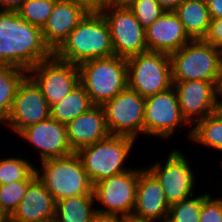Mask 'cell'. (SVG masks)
<instances>
[{
	"label": "cell",
	"instance_id": "obj_1",
	"mask_svg": "<svg viewBox=\"0 0 222 222\" xmlns=\"http://www.w3.org/2000/svg\"><path fill=\"white\" fill-rule=\"evenodd\" d=\"M52 55L44 42L41 28L29 24L17 11L0 12V64L28 72Z\"/></svg>",
	"mask_w": 222,
	"mask_h": 222
},
{
	"label": "cell",
	"instance_id": "obj_2",
	"mask_svg": "<svg viewBox=\"0 0 222 222\" xmlns=\"http://www.w3.org/2000/svg\"><path fill=\"white\" fill-rule=\"evenodd\" d=\"M53 54L76 65L113 56L110 30L103 14L88 12Z\"/></svg>",
	"mask_w": 222,
	"mask_h": 222
},
{
	"label": "cell",
	"instance_id": "obj_3",
	"mask_svg": "<svg viewBox=\"0 0 222 222\" xmlns=\"http://www.w3.org/2000/svg\"><path fill=\"white\" fill-rule=\"evenodd\" d=\"M137 140L128 136L109 135L97 143L80 148L76 154L91 180L96 184L100 180L124 173L133 167H127L131 150Z\"/></svg>",
	"mask_w": 222,
	"mask_h": 222
},
{
	"label": "cell",
	"instance_id": "obj_4",
	"mask_svg": "<svg viewBox=\"0 0 222 222\" xmlns=\"http://www.w3.org/2000/svg\"><path fill=\"white\" fill-rule=\"evenodd\" d=\"M39 164L40 168L35 165L36 177L55 201L79 195H93V184L76 153L44 160Z\"/></svg>",
	"mask_w": 222,
	"mask_h": 222
},
{
	"label": "cell",
	"instance_id": "obj_5",
	"mask_svg": "<svg viewBox=\"0 0 222 222\" xmlns=\"http://www.w3.org/2000/svg\"><path fill=\"white\" fill-rule=\"evenodd\" d=\"M170 59L172 82L222 81V50L204 39L190 40Z\"/></svg>",
	"mask_w": 222,
	"mask_h": 222
},
{
	"label": "cell",
	"instance_id": "obj_6",
	"mask_svg": "<svg viewBox=\"0 0 222 222\" xmlns=\"http://www.w3.org/2000/svg\"><path fill=\"white\" fill-rule=\"evenodd\" d=\"M80 84L94 105L113 99L128 86L127 59L118 56L87 60L78 65Z\"/></svg>",
	"mask_w": 222,
	"mask_h": 222
},
{
	"label": "cell",
	"instance_id": "obj_7",
	"mask_svg": "<svg viewBox=\"0 0 222 222\" xmlns=\"http://www.w3.org/2000/svg\"><path fill=\"white\" fill-rule=\"evenodd\" d=\"M128 87L144 98L173 86L170 55L147 51L127 58Z\"/></svg>",
	"mask_w": 222,
	"mask_h": 222
},
{
	"label": "cell",
	"instance_id": "obj_8",
	"mask_svg": "<svg viewBox=\"0 0 222 222\" xmlns=\"http://www.w3.org/2000/svg\"><path fill=\"white\" fill-rule=\"evenodd\" d=\"M165 162L156 161L145 167L160 183L168 203L180 202L195 195L197 170L192 169L188 158L179 149L170 150ZM187 158V159H186ZM195 172V173H194ZM197 177V179H196ZM195 192V193H194Z\"/></svg>",
	"mask_w": 222,
	"mask_h": 222
},
{
	"label": "cell",
	"instance_id": "obj_9",
	"mask_svg": "<svg viewBox=\"0 0 222 222\" xmlns=\"http://www.w3.org/2000/svg\"><path fill=\"white\" fill-rule=\"evenodd\" d=\"M114 55L123 58L148 51L145 29L126 3H110L103 11Z\"/></svg>",
	"mask_w": 222,
	"mask_h": 222
},
{
	"label": "cell",
	"instance_id": "obj_10",
	"mask_svg": "<svg viewBox=\"0 0 222 222\" xmlns=\"http://www.w3.org/2000/svg\"><path fill=\"white\" fill-rule=\"evenodd\" d=\"M139 168L104 178L93 185L96 212L128 216L135 206ZM99 203V204H98Z\"/></svg>",
	"mask_w": 222,
	"mask_h": 222
},
{
	"label": "cell",
	"instance_id": "obj_11",
	"mask_svg": "<svg viewBox=\"0 0 222 222\" xmlns=\"http://www.w3.org/2000/svg\"><path fill=\"white\" fill-rule=\"evenodd\" d=\"M189 126L181 114L173 86L145 98L143 136H154L166 141L170 140L178 129Z\"/></svg>",
	"mask_w": 222,
	"mask_h": 222
},
{
	"label": "cell",
	"instance_id": "obj_12",
	"mask_svg": "<svg viewBox=\"0 0 222 222\" xmlns=\"http://www.w3.org/2000/svg\"><path fill=\"white\" fill-rule=\"evenodd\" d=\"M111 135L134 138L143 135L145 98L128 86L101 105Z\"/></svg>",
	"mask_w": 222,
	"mask_h": 222
},
{
	"label": "cell",
	"instance_id": "obj_13",
	"mask_svg": "<svg viewBox=\"0 0 222 222\" xmlns=\"http://www.w3.org/2000/svg\"><path fill=\"white\" fill-rule=\"evenodd\" d=\"M27 75L40 88L50 107L80 84L78 65L60 60L54 54L32 67Z\"/></svg>",
	"mask_w": 222,
	"mask_h": 222
},
{
	"label": "cell",
	"instance_id": "obj_14",
	"mask_svg": "<svg viewBox=\"0 0 222 222\" xmlns=\"http://www.w3.org/2000/svg\"><path fill=\"white\" fill-rule=\"evenodd\" d=\"M172 83L178 96L181 114L190 125L186 132V139L190 140L192 127L206 116L215 113L222 81L189 80Z\"/></svg>",
	"mask_w": 222,
	"mask_h": 222
},
{
	"label": "cell",
	"instance_id": "obj_15",
	"mask_svg": "<svg viewBox=\"0 0 222 222\" xmlns=\"http://www.w3.org/2000/svg\"><path fill=\"white\" fill-rule=\"evenodd\" d=\"M50 117L48 102L37 84L27 75L19 84L11 112L3 127L18 135L23 129Z\"/></svg>",
	"mask_w": 222,
	"mask_h": 222
},
{
	"label": "cell",
	"instance_id": "obj_16",
	"mask_svg": "<svg viewBox=\"0 0 222 222\" xmlns=\"http://www.w3.org/2000/svg\"><path fill=\"white\" fill-rule=\"evenodd\" d=\"M39 154L38 161L63 158L75 153L68 142L66 125L51 117L23 129L18 135Z\"/></svg>",
	"mask_w": 222,
	"mask_h": 222
},
{
	"label": "cell",
	"instance_id": "obj_17",
	"mask_svg": "<svg viewBox=\"0 0 222 222\" xmlns=\"http://www.w3.org/2000/svg\"><path fill=\"white\" fill-rule=\"evenodd\" d=\"M170 204L160 183L143 166L139 167L135 206L132 215L153 222H166Z\"/></svg>",
	"mask_w": 222,
	"mask_h": 222
},
{
	"label": "cell",
	"instance_id": "obj_18",
	"mask_svg": "<svg viewBox=\"0 0 222 222\" xmlns=\"http://www.w3.org/2000/svg\"><path fill=\"white\" fill-rule=\"evenodd\" d=\"M88 11L74 0H57L42 29L45 44L54 53Z\"/></svg>",
	"mask_w": 222,
	"mask_h": 222
},
{
	"label": "cell",
	"instance_id": "obj_19",
	"mask_svg": "<svg viewBox=\"0 0 222 222\" xmlns=\"http://www.w3.org/2000/svg\"><path fill=\"white\" fill-rule=\"evenodd\" d=\"M145 34L148 51L169 55L191 40L174 11H164L145 29Z\"/></svg>",
	"mask_w": 222,
	"mask_h": 222
},
{
	"label": "cell",
	"instance_id": "obj_20",
	"mask_svg": "<svg viewBox=\"0 0 222 222\" xmlns=\"http://www.w3.org/2000/svg\"><path fill=\"white\" fill-rule=\"evenodd\" d=\"M67 138L76 153L80 148L97 143L110 135L101 105H94L66 125Z\"/></svg>",
	"mask_w": 222,
	"mask_h": 222
},
{
	"label": "cell",
	"instance_id": "obj_21",
	"mask_svg": "<svg viewBox=\"0 0 222 222\" xmlns=\"http://www.w3.org/2000/svg\"><path fill=\"white\" fill-rule=\"evenodd\" d=\"M56 201L37 179L28 185L25 195L10 216L11 222H36L55 217Z\"/></svg>",
	"mask_w": 222,
	"mask_h": 222
},
{
	"label": "cell",
	"instance_id": "obj_22",
	"mask_svg": "<svg viewBox=\"0 0 222 222\" xmlns=\"http://www.w3.org/2000/svg\"><path fill=\"white\" fill-rule=\"evenodd\" d=\"M174 12L191 40L206 37L211 21L206 0H184Z\"/></svg>",
	"mask_w": 222,
	"mask_h": 222
},
{
	"label": "cell",
	"instance_id": "obj_23",
	"mask_svg": "<svg viewBox=\"0 0 222 222\" xmlns=\"http://www.w3.org/2000/svg\"><path fill=\"white\" fill-rule=\"evenodd\" d=\"M93 106L86 90L79 84L62 100L50 107L51 118L67 125Z\"/></svg>",
	"mask_w": 222,
	"mask_h": 222
},
{
	"label": "cell",
	"instance_id": "obj_24",
	"mask_svg": "<svg viewBox=\"0 0 222 222\" xmlns=\"http://www.w3.org/2000/svg\"><path fill=\"white\" fill-rule=\"evenodd\" d=\"M94 195H79L56 201L57 222H90L96 213Z\"/></svg>",
	"mask_w": 222,
	"mask_h": 222
},
{
	"label": "cell",
	"instance_id": "obj_25",
	"mask_svg": "<svg viewBox=\"0 0 222 222\" xmlns=\"http://www.w3.org/2000/svg\"><path fill=\"white\" fill-rule=\"evenodd\" d=\"M27 71L9 64H0V128L5 125L12 109L19 84Z\"/></svg>",
	"mask_w": 222,
	"mask_h": 222
},
{
	"label": "cell",
	"instance_id": "obj_26",
	"mask_svg": "<svg viewBox=\"0 0 222 222\" xmlns=\"http://www.w3.org/2000/svg\"><path fill=\"white\" fill-rule=\"evenodd\" d=\"M190 142L222 152V118L212 113L192 127ZM199 144V145H198ZM206 146V147H205Z\"/></svg>",
	"mask_w": 222,
	"mask_h": 222
},
{
	"label": "cell",
	"instance_id": "obj_27",
	"mask_svg": "<svg viewBox=\"0 0 222 222\" xmlns=\"http://www.w3.org/2000/svg\"><path fill=\"white\" fill-rule=\"evenodd\" d=\"M32 162V163H31ZM35 163L21 157L12 155L0 157V185L10 184L17 181L34 180L36 178Z\"/></svg>",
	"mask_w": 222,
	"mask_h": 222
},
{
	"label": "cell",
	"instance_id": "obj_28",
	"mask_svg": "<svg viewBox=\"0 0 222 222\" xmlns=\"http://www.w3.org/2000/svg\"><path fill=\"white\" fill-rule=\"evenodd\" d=\"M209 194V192L198 193L199 196L193 195L171 204L166 222H199L202 203Z\"/></svg>",
	"mask_w": 222,
	"mask_h": 222
},
{
	"label": "cell",
	"instance_id": "obj_29",
	"mask_svg": "<svg viewBox=\"0 0 222 222\" xmlns=\"http://www.w3.org/2000/svg\"><path fill=\"white\" fill-rule=\"evenodd\" d=\"M57 0H25L17 11L29 24L43 29Z\"/></svg>",
	"mask_w": 222,
	"mask_h": 222
},
{
	"label": "cell",
	"instance_id": "obj_30",
	"mask_svg": "<svg viewBox=\"0 0 222 222\" xmlns=\"http://www.w3.org/2000/svg\"><path fill=\"white\" fill-rule=\"evenodd\" d=\"M125 3L144 29L148 28L165 11L157 0H126Z\"/></svg>",
	"mask_w": 222,
	"mask_h": 222
},
{
	"label": "cell",
	"instance_id": "obj_31",
	"mask_svg": "<svg viewBox=\"0 0 222 222\" xmlns=\"http://www.w3.org/2000/svg\"><path fill=\"white\" fill-rule=\"evenodd\" d=\"M32 181L33 180H24L0 185V204L9 217L18 207L28 185Z\"/></svg>",
	"mask_w": 222,
	"mask_h": 222
},
{
	"label": "cell",
	"instance_id": "obj_32",
	"mask_svg": "<svg viewBox=\"0 0 222 222\" xmlns=\"http://www.w3.org/2000/svg\"><path fill=\"white\" fill-rule=\"evenodd\" d=\"M199 222H222V206L211 193L202 203Z\"/></svg>",
	"mask_w": 222,
	"mask_h": 222
},
{
	"label": "cell",
	"instance_id": "obj_33",
	"mask_svg": "<svg viewBox=\"0 0 222 222\" xmlns=\"http://www.w3.org/2000/svg\"><path fill=\"white\" fill-rule=\"evenodd\" d=\"M206 42L222 50V18L211 19Z\"/></svg>",
	"mask_w": 222,
	"mask_h": 222
},
{
	"label": "cell",
	"instance_id": "obj_34",
	"mask_svg": "<svg viewBox=\"0 0 222 222\" xmlns=\"http://www.w3.org/2000/svg\"><path fill=\"white\" fill-rule=\"evenodd\" d=\"M83 6L88 12H101L110 2L108 0H74Z\"/></svg>",
	"mask_w": 222,
	"mask_h": 222
},
{
	"label": "cell",
	"instance_id": "obj_35",
	"mask_svg": "<svg viewBox=\"0 0 222 222\" xmlns=\"http://www.w3.org/2000/svg\"><path fill=\"white\" fill-rule=\"evenodd\" d=\"M211 19L222 18V0H206Z\"/></svg>",
	"mask_w": 222,
	"mask_h": 222
},
{
	"label": "cell",
	"instance_id": "obj_36",
	"mask_svg": "<svg viewBox=\"0 0 222 222\" xmlns=\"http://www.w3.org/2000/svg\"><path fill=\"white\" fill-rule=\"evenodd\" d=\"M25 0H0L1 11H18Z\"/></svg>",
	"mask_w": 222,
	"mask_h": 222
},
{
	"label": "cell",
	"instance_id": "obj_37",
	"mask_svg": "<svg viewBox=\"0 0 222 222\" xmlns=\"http://www.w3.org/2000/svg\"><path fill=\"white\" fill-rule=\"evenodd\" d=\"M90 222H121V216L96 212Z\"/></svg>",
	"mask_w": 222,
	"mask_h": 222
},
{
	"label": "cell",
	"instance_id": "obj_38",
	"mask_svg": "<svg viewBox=\"0 0 222 222\" xmlns=\"http://www.w3.org/2000/svg\"><path fill=\"white\" fill-rule=\"evenodd\" d=\"M184 0H157L165 11H174Z\"/></svg>",
	"mask_w": 222,
	"mask_h": 222
},
{
	"label": "cell",
	"instance_id": "obj_39",
	"mask_svg": "<svg viewBox=\"0 0 222 222\" xmlns=\"http://www.w3.org/2000/svg\"><path fill=\"white\" fill-rule=\"evenodd\" d=\"M121 222H153V221L138 218L133 215H128V216H121Z\"/></svg>",
	"mask_w": 222,
	"mask_h": 222
},
{
	"label": "cell",
	"instance_id": "obj_40",
	"mask_svg": "<svg viewBox=\"0 0 222 222\" xmlns=\"http://www.w3.org/2000/svg\"><path fill=\"white\" fill-rule=\"evenodd\" d=\"M215 113L222 118V88L220 89L218 94Z\"/></svg>",
	"mask_w": 222,
	"mask_h": 222
},
{
	"label": "cell",
	"instance_id": "obj_41",
	"mask_svg": "<svg viewBox=\"0 0 222 222\" xmlns=\"http://www.w3.org/2000/svg\"><path fill=\"white\" fill-rule=\"evenodd\" d=\"M10 220V217L7 215V213L3 210L0 204V222H8Z\"/></svg>",
	"mask_w": 222,
	"mask_h": 222
},
{
	"label": "cell",
	"instance_id": "obj_42",
	"mask_svg": "<svg viewBox=\"0 0 222 222\" xmlns=\"http://www.w3.org/2000/svg\"><path fill=\"white\" fill-rule=\"evenodd\" d=\"M36 222H57L55 217L46 219V220H41V221H36Z\"/></svg>",
	"mask_w": 222,
	"mask_h": 222
},
{
	"label": "cell",
	"instance_id": "obj_43",
	"mask_svg": "<svg viewBox=\"0 0 222 222\" xmlns=\"http://www.w3.org/2000/svg\"><path fill=\"white\" fill-rule=\"evenodd\" d=\"M110 3H124V0H108Z\"/></svg>",
	"mask_w": 222,
	"mask_h": 222
},
{
	"label": "cell",
	"instance_id": "obj_44",
	"mask_svg": "<svg viewBox=\"0 0 222 222\" xmlns=\"http://www.w3.org/2000/svg\"><path fill=\"white\" fill-rule=\"evenodd\" d=\"M222 194V193H221ZM217 200L220 202L221 206H222V197L220 198L219 195L216 196Z\"/></svg>",
	"mask_w": 222,
	"mask_h": 222
}]
</instances>
